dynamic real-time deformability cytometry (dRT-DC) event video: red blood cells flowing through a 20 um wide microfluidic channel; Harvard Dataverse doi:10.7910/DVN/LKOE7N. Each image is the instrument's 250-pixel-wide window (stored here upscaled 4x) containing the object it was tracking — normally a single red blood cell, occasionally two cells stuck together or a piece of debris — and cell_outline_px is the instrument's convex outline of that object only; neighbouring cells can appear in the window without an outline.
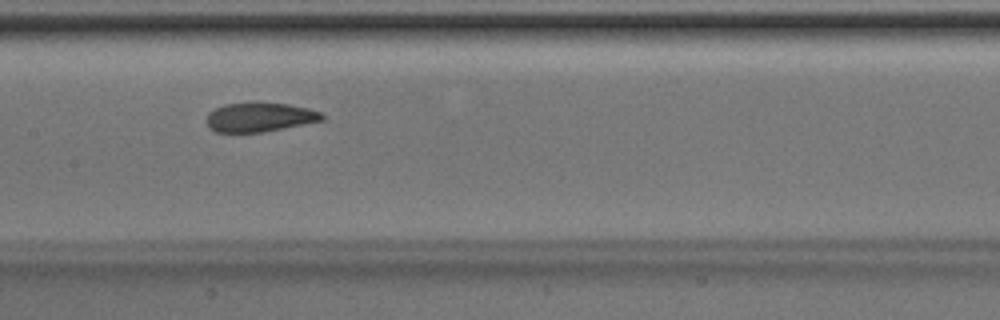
{"species": "Egyptian fruit bat (a non-hibernating species)", "species_latin": "Rousettus aegyptiacus", "temperature_condition": "room temperature", "stored_images_in_passage": 6, "camera_frame_rate_fps": 3000, "um_per_image_px": 0.085, "animal": {"sex": "male"}, "frame": {"image": 1, "passage_image": 6, "time_ms": 1.667, "image_size_px": [1000, 320], "cell_outline_px": [[324, 120], [264, 132], [216, 132], [208, 128], [208, 112], [224, 104], [252, 100], [288, 104], [308, 108], [324, 112]], "centroid_in_image_um": [22.09, 9.92], "position_along_channel_um": 185.3, "area_um2": 20.23}}